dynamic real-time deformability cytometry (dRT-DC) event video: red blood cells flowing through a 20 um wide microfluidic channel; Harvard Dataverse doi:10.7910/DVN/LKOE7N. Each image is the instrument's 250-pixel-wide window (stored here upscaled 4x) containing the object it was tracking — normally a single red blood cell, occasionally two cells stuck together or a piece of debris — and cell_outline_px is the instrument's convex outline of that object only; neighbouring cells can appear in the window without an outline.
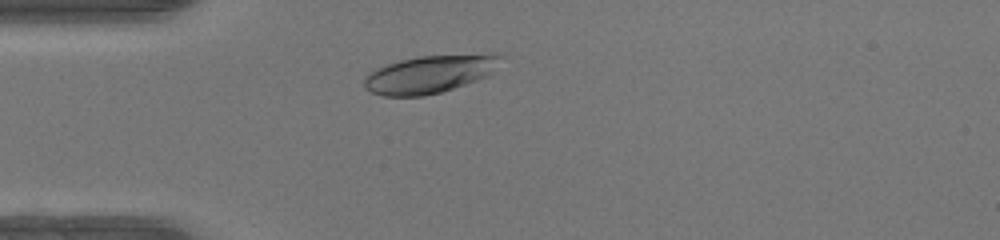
{"species": "human", "species_latin": "Homo sapiens", "temperature_condition": "warm", "stored_images_in_passage": 34, "camera_frame_rate_fps": 3000, "um_per_image_px": 0.085, "donor": {"sex": "female"}, "frame": {"image": 1, "passage_image": 6, "time_ms": 1.667, "image_size_px": [1000, 240], "cell_outline_px": [[504, 56], [484, 76], [476, 80], [440, 92], [424, 96], [384, 96], [372, 92], [364, 88], [364, 76], [368, 72], [376, 68], [400, 60], [420, 56], [492, 52], [496, 52]], "centroid_in_image_um": [36.49, 6.27], "position_along_channel_um": 48.5, "area_um2": 30.0}}
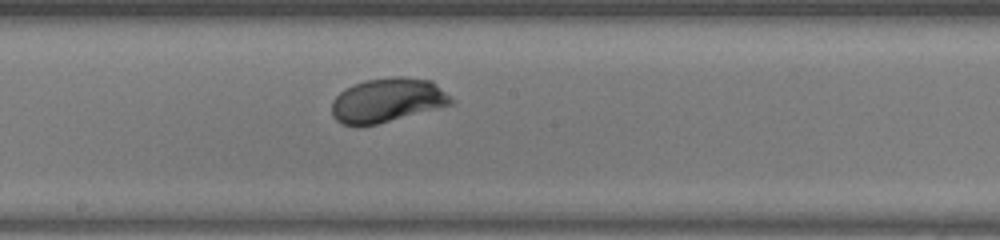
{"frame": {"image": 2, "passage_image": 19, "time_ms": 6.0, "image_size_px": [1000, 240], "cell_outline_px": [[456, 104], [376, 124], [356, 128], [344, 124], [336, 120], [332, 116], [332, 100], [340, 92], [352, 84], [364, 80], [388, 76], [404, 76], [432, 80], [456, 100]], "centroid_in_image_um": [32.95, 8.52], "position_along_channel_um": 215.2, "area_um2": 31.5}}
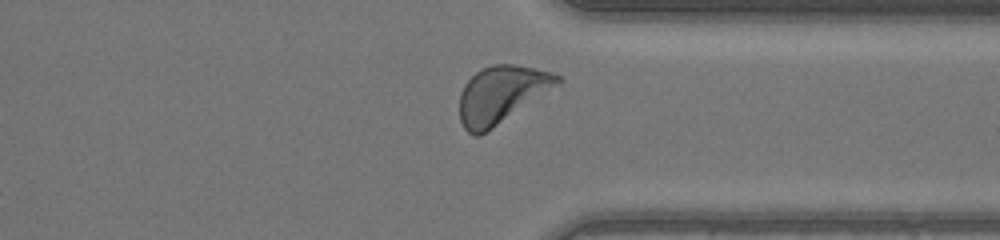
{"frame": {"image": 3, "passage_image": 30, "time_ms": 9.667, "image_size_px": [1000, 240], "cell_outline_px": [[564, 80], [560, 84], [480, 136], [476, 136], [468, 132], [464, 128], [460, 120], [460, 92], [464, 84], [476, 72], [492, 64], [516, 64], [552, 72], [560, 76]], "centroid_in_image_um": [42.62, 8.02], "position_along_channel_um": 368.8, "area_um2": 32.48}, "authors_computed_cell_mechanics": {"area_um2": 30.5184, "velocity_mm_per_s": 4.2178, "shape_relaxation_time_tau1_ms": 2.6849, "shape_relaxation_time_tau2_ms": null, "deformation_change_tau1": 0.1556, "deformation_change_tau2": null}}